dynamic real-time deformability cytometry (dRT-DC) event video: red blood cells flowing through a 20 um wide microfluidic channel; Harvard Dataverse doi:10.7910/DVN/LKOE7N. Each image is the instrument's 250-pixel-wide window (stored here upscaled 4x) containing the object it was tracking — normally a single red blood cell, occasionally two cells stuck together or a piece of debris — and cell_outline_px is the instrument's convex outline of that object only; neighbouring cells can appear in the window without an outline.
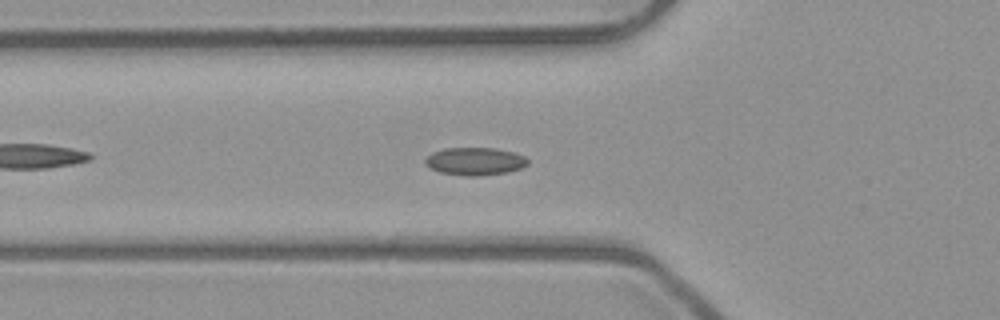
{"species": "common noctule bat (a hibernating species)", "species_latin": "Nyctalus noctula", "temperature_condition": "room temperature", "stored_images_in_passage": 54, "camera_frame_rate_fps": 3000, "um_per_image_px": 0.085, "animal": {"sex": "male", "body_mass_g": 23.1, "forearm_length_mm": 52.7}, "frame": {"image": 1, "passage_image": 19, "time_ms": 6.0, "image_size_px": [1000, 320], "cell_outline_px": [[528, 164], [520, 168], [508, 172], [476, 176], [464, 176], [440, 172], [428, 168], [424, 164], [424, 160], [432, 152], [444, 148], [492, 148], [512, 152], [524, 156], [528, 160]], "centroid_in_image_um": [40.32, 13.71], "position_along_channel_um": 85.5, "area_um2": 16.59}}
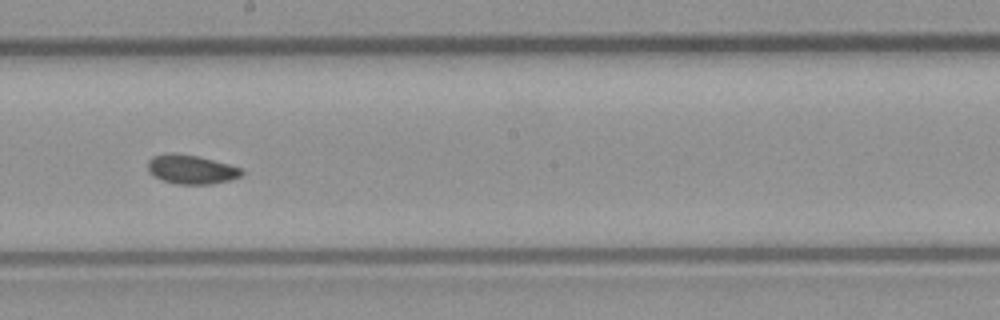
{"frame": {"image": 2, "passage_image": 30, "time_ms": 9.667, "image_size_px": [1000, 320], "cell_outline_px": [[244, 172], [240, 176], [228, 180], [212, 184], [176, 184], [164, 180], [148, 172], [148, 160], [152, 156], [168, 152], [176, 152], [196, 156], [228, 164], [240, 168]], "centroid_in_image_um": [16.21, 14.38], "position_along_channel_um": 232.0, "area_um2": 15.78}}
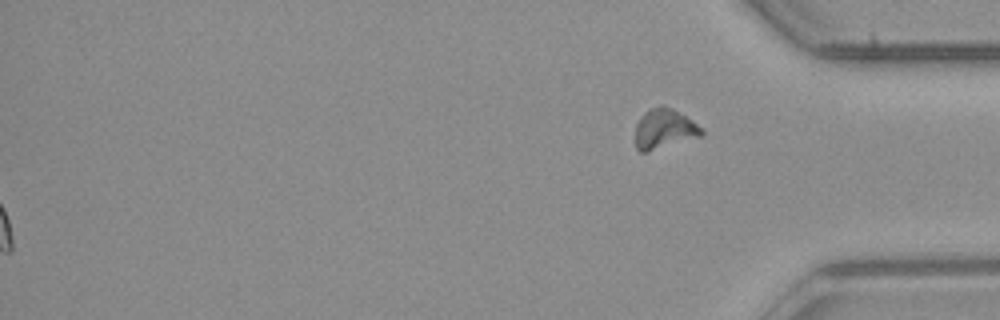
{"frame": {"image": 3, "passage_image": 54, "time_ms": 17.667, "image_size_px": [1000, 320], "cell_outline_px": [[704, 132], [700, 136], [648, 152], [640, 152], [636, 148], [636, 124], [640, 116], [648, 108], [660, 104], [664, 104], [672, 108], [692, 120], [704, 128]], "centroid_in_image_um": [56.45, 10.93], "position_along_channel_um": 378.8, "area_um2": 15.61}}